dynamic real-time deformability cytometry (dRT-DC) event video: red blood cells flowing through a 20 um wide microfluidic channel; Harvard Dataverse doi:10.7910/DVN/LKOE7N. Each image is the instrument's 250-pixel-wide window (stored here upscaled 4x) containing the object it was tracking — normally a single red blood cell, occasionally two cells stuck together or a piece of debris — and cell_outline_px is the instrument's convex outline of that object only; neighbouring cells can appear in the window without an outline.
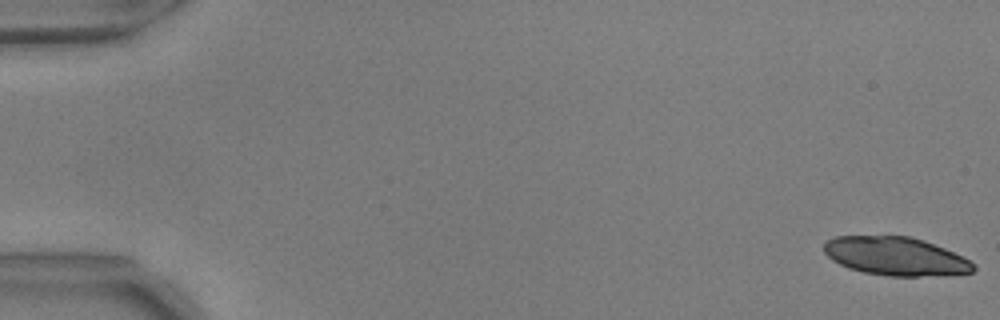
{"species": "common noctule bat (a hibernating species)", "species_latin": "Nyctalus noctula", "temperature_condition": "warm", "stored_images_in_passage": 26, "camera_frame_rate_fps": 3000, "um_per_image_px": 0.085, "animal": {"sex": "male", "body_mass_g": 17.9, "forearm_length_mm": 54.2}, "frame": {"image": 1, "passage_image": 1, "time_ms": 0.0, "image_size_px": [1000, 320], "cell_outline_px": [[976, 268], [972, 272], [944, 276], [888, 276], [864, 272], [848, 268], [832, 260], [824, 252], [824, 244], [828, 240], [836, 236], [908, 236], [924, 240], [944, 248], [976, 264]], "centroid_in_image_um": [76.14, 21.79], "position_along_channel_um": 8.9, "area_um2": 33.47}}